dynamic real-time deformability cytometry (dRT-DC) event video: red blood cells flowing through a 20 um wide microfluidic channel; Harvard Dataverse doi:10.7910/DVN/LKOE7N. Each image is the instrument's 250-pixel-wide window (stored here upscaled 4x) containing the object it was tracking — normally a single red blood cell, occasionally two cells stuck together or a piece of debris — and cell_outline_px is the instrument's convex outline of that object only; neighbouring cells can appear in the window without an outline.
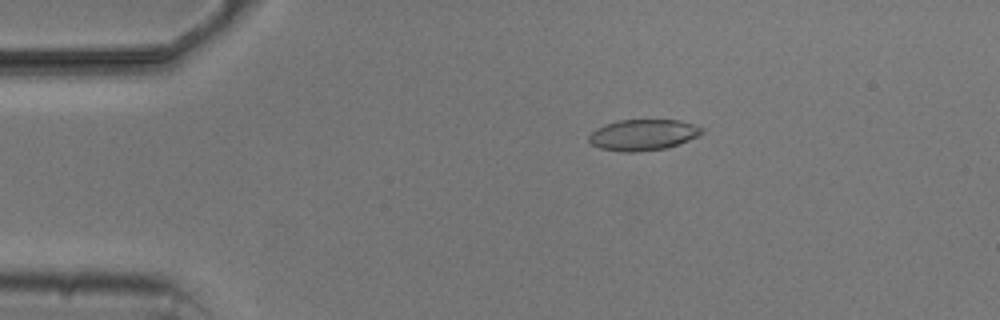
{"species": "common noctule bat (a hibernating species)", "species_latin": "Nyctalus noctula", "temperature_condition": "cold", "stored_images_in_passage": 5, "camera_frame_rate_fps": 3000, "um_per_image_px": 0.085, "animal": {"sex": "male", "body_mass_g": 20.5, "forearm_length_mm": 52.5}, "frame": {"image": 1, "passage_image": 3, "time_ms": 2.333, "image_size_px": [1000, 320], "cell_outline_px": [[704, 132], [688, 140], [664, 148], [636, 152], [620, 152], [600, 148], [592, 144], [588, 140], [588, 136], [596, 128], [604, 124], [616, 120], [680, 120], [704, 128]], "centroid_in_image_um": [54.61, 11.45], "position_along_channel_um": 30.4, "area_um2": 20.35}}
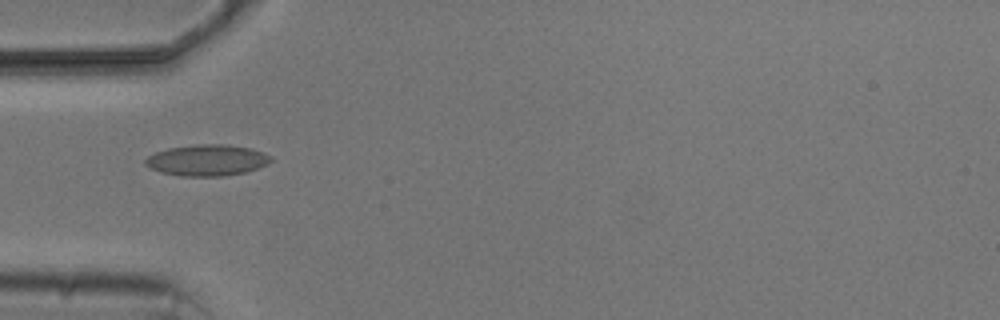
{"frame": {"image": 2, "passage_image": 5, "time_ms": 4.667, "image_size_px": [1000, 320], "cell_outline_px": [[272, 160], [268, 164], [244, 172], [224, 176], [180, 176], [160, 172], [144, 164], [144, 160], [148, 156], [156, 152], [168, 148], [196, 144], [228, 144], [252, 148], [264, 152], [272, 156]], "centroid_in_image_um": [17.62, 13.61], "position_along_channel_um": 67.4, "area_um2": 22.95}}